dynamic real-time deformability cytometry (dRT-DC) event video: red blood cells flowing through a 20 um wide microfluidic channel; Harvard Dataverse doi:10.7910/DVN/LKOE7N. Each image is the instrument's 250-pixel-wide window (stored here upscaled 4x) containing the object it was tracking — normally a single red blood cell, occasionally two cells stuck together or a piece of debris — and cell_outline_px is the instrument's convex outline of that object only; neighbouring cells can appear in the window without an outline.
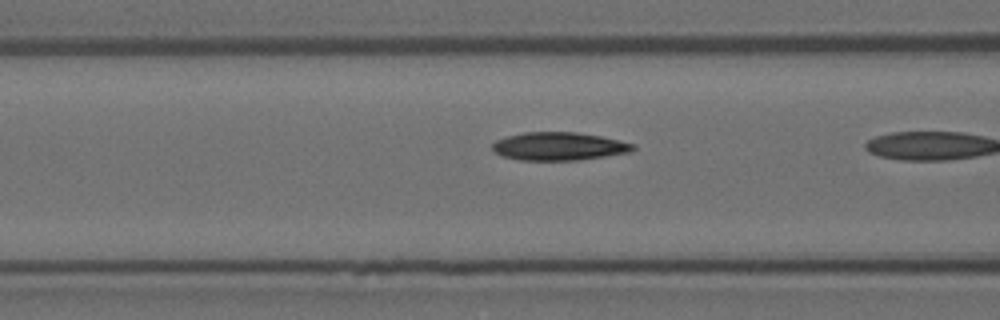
{"species": "Egyptian fruit bat (a non-hibernating species)", "species_latin": "Rousettus aegyptiacus", "temperature_condition": "room temperature", "stored_images_in_passage": 21, "camera_frame_rate_fps": 3000, "um_per_image_px": 0.085, "animal": {"sex": "female"}, "frame": {"image": 1, "passage_image": 20, "time_ms": 6.333, "image_size_px": [1000, 320], "cell_outline_px": [[636, 148], [632, 152], [580, 160], [520, 160], [504, 156], [496, 152], [492, 148], [492, 144], [496, 140], [508, 136], [524, 132], [576, 132], [600, 136], [620, 140], [636, 144]], "centroid_in_image_um": [47.57, 12.43], "position_along_channel_um": 119.0, "area_um2": 23.06}}